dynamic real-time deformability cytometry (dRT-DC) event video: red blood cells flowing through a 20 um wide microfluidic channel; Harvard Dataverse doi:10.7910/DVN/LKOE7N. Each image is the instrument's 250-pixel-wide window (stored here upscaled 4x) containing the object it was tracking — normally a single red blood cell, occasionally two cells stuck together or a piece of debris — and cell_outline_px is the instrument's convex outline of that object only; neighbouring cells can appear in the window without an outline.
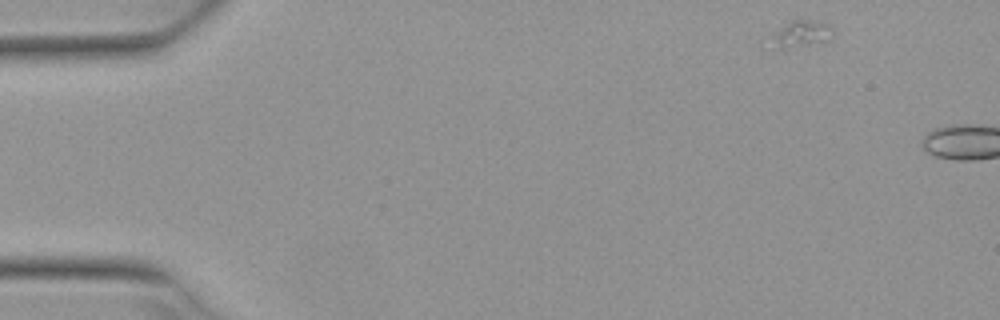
{"species": "Egyptian fruit bat (a non-hibernating species)", "species_latin": "Rousettus aegyptiacus", "temperature_condition": "warm", "stored_images_in_passage": 2, "camera_frame_rate_fps": 3000, "um_per_image_px": 0.085, "animal": {"sex": "female"}, "frame": {"image": 1, "passage_image": 1, "time_ms": 0.0, "image_size_px": [1000, 320], "cell_outline_px": [[836, 32], [832, 40], [820, 44], [788, 48], [772, 48], [764, 36], [792, 20], [808, 20], [828, 24]], "centroid_in_image_um": [68.03, 2.93], "position_along_channel_um": 17.0, "area_um2": 10.52}}